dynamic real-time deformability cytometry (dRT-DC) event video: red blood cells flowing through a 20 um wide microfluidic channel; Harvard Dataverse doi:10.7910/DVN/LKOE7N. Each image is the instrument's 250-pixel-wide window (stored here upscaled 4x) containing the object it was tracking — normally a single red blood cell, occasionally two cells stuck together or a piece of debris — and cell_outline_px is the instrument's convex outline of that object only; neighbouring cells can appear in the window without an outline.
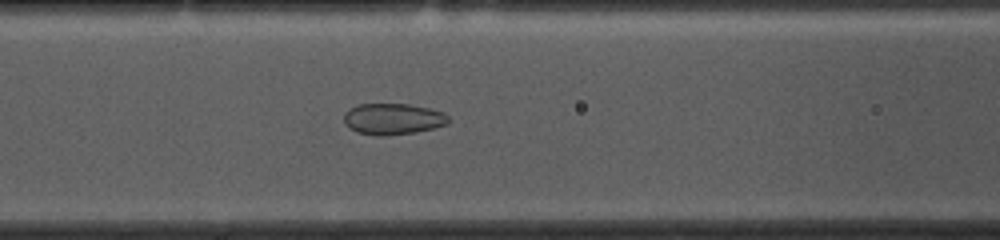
{"species": "common noctule bat (a hibernating species)", "species_latin": "Nyctalus noctula", "temperature_condition": "cold", "stored_images_in_passage": 54, "camera_frame_rate_fps": 3000, "um_per_image_px": 0.085, "animal": {"sex": "female", "body_mass_g": 10.0, "forearm_length_mm": 53.1}, "frame": {"image": 1, "passage_image": 21, "time_ms": 6.667, "image_size_px": [1000, 240], "cell_outline_px": [[448, 124], [416, 132], [384, 136], [376, 136], [356, 132], [348, 128], [344, 124], [344, 112], [348, 108], [360, 104], [408, 104], [428, 108], [444, 112], [448, 116]], "centroid_in_image_um": [33.35, 10.12], "position_along_channel_um": 133.3, "area_um2": 19.19}}
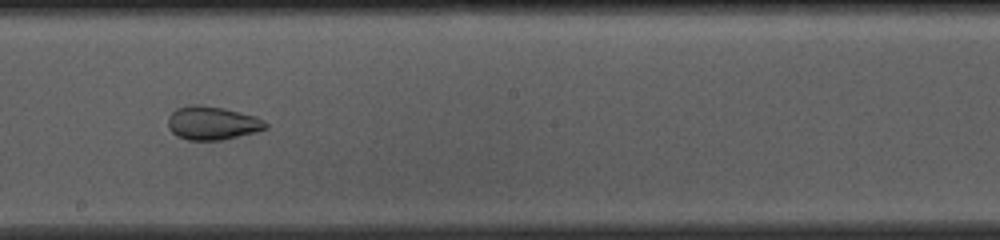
{"frame": {"image": 2, "passage_image": 29, "time_ms": 9.333, "image_size_px": [1000, 240], "cell_outline_px": [[268, 128], [256, 132], [224, 140], [188, 140], [176, 136], [168, 128], [168, 116], [176, 108], [192, 104], [200, 104], [224, 108], [256, 116], [264, 120], [268, 124]], "centroid_in_image_um": [18.05, 10.46], "position_along_channel_um": 230.2, "area_um2": 19.36}}
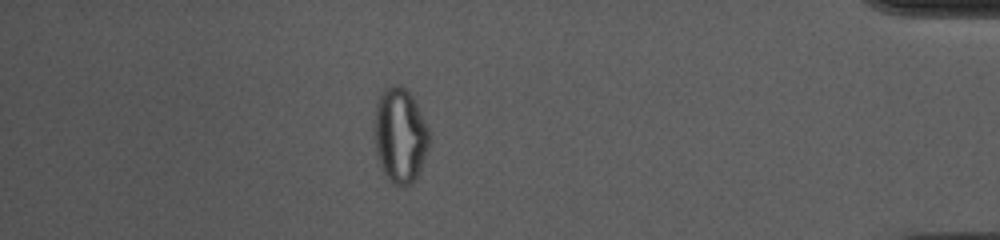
{"frame": {"image": 3, "passage_image": 47, "time_ms": 15.333, "image_size_px": [1000, 240], "cell_outline_px": [[432, 140], [420, 168], [412, 184], [396, 184], [388, 180], [376, 156], [372, 128], [376, 104], [380, 92], [384, 88], [392, 84], [400, 84], [412, 96], [420, 108]], "centroid_in_image_um": [33.98, 11.45], "position_along_channel_um": 401.2, "area_um2": 30.92}, "authors_computed_cell_mechanics": {"area_um2": 25.6343, "velocity_mm_per_s": 3.6412, "shape_relaxation_time_tau1_ms": null, "shape_relaxation_time_tau2_ms": 1.4947, "deformation_change_tau1": null, "deformation_change_tau2": 0.0621}}